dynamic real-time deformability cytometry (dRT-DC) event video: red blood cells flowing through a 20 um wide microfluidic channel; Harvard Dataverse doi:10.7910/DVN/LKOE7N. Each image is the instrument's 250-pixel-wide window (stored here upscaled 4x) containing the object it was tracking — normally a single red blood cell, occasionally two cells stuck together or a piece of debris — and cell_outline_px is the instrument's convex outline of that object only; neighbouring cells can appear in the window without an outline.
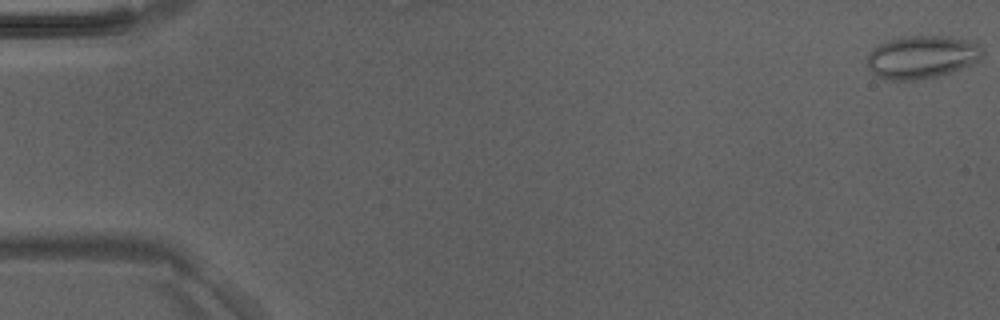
{"species": "Egyptian fruit bat (a non-hibernating species)", "species_latin": "Rousettus aegyptiacus", "temperature_condition": "room temperature", "stored_images_in_passage": 5, "camera_frame_rate_fps": 3000, "um_per_image_px": 0.085, "animal": {"sex": "male"}, "frame": {"image": 1, "passage_image": 1, "time_ms": 0.0, "image_size_px": [1000, 320], "cell_outline_px": [[984, 52], [980, 60], [972, 64], [952, 72], [940, 76], [916, 80], [884, 80], [876, 76], [868, 68], [868, 52], [872, 48], [880, 44], [900, 36], [948, 36], [976, 40], [980, 44]], "centroid_in_image_um": [78.4, 4.84], "position_along_channel_um": 6.6, "area_um2": 29.48}}